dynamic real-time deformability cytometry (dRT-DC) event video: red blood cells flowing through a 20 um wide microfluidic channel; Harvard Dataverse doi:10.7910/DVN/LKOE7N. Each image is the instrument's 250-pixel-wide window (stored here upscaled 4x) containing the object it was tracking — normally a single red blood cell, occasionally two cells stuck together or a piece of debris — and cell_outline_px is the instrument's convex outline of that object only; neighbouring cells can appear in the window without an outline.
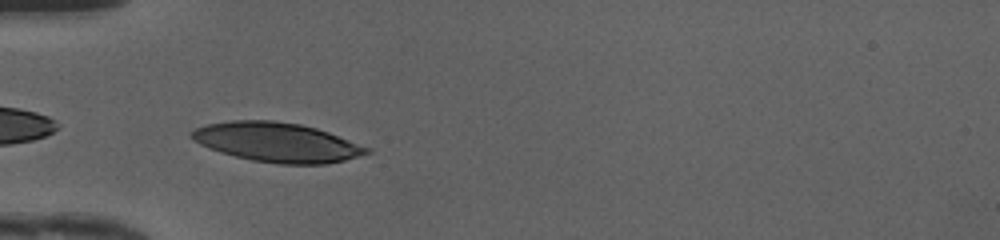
{"species": "human", "species_latin": "Homo sapiens", "temperature_condition": "cold", "stored_images_in_passage": 32, "camera_frame_rate_fps": 3000, "um_per_image_px": 0.085, "donor": {"sex": "female"}, "frame": {"image": 1, "passage_image": 1, "time_ms": 0.0, "image_size_px": [1000, 240], "cell_outline_px": [[372, 152], [344, 160], [324, 164], [280, 164], [252, 160], [220, 152], [208, 148], [200, 144], [188, 136], [196, 128], [208, 124], [232, 120], [272, 120], [300, 124], [316, 128], [328, 132], [372, 148]], "centroid_in_image_um": [23.56, 12.09], "position_along_channel_um": 61.4, "area_um2": 40.11}}
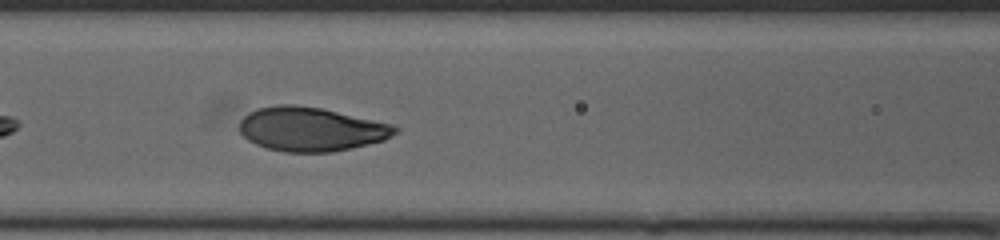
{"frame": {"image": 2, "passage_image": 7, "time_ms": 2.0, "image_size_px": [1000, 240], "cell_outline_px": [[400, 128], [396, 132], [384, 140], [352, 148], [332, 152], [284, 152], [268, 148], [256, 144], [248, 140], [240, 132], [240, 120], [248, 112], [256, 108], [280, 104], [292, 104], [320, 108], [396, 124]], "centroid_in_image_um": [26.45, 10.97], "position_along_channel_um": 140.1, "area_um2": 40.06}}
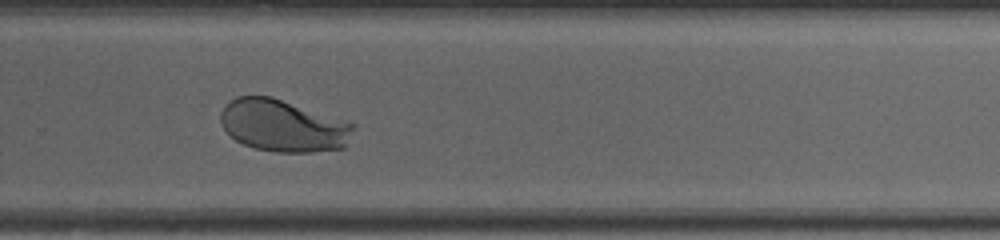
{"frame": {"image": 3, "passage_image": 19, "time_ms": 6.0, "image_size_px": [1000, 240], "cell_outline_px": [[356, 124], [344, 148], [312, 152], [276, 152], [256, 148], [244, 144], [236, 140], [220, 124], [220, 112], [224, 104], [236, 96], [272, 96]], "centroid_in_image_um": [24.04, 10.67], "position_along_channel_um": 305.8, "area_um2": 40.29}, "authors_computed_cell_mechanics": {"area_um2": 40.0843, "velocity_mm_per_s": 4.1496, "shape_relaxation_time_tau1_ms": 2.3466, "shape_relaxation_time_tau2_ms": null, "deformation_change_tau1": 0.173, "deformation_change_tau2": null}}